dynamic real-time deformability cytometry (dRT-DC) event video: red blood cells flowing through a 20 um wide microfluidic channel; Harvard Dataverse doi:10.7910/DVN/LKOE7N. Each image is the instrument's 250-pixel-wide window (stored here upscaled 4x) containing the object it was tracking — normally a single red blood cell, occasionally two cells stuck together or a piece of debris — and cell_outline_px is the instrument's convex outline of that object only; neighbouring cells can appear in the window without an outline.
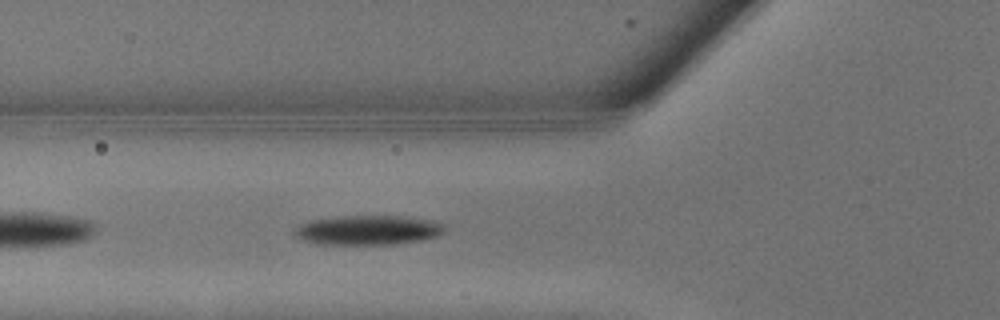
{"species": "common noctule bat (a hibernating species)", "species_latin": "Nyctalus noctula", "temperature_condition": "warm", "stored_images_in_passage": 2, "camera_frame_rate_fps": 3000, "um_per_image_px": 0.085, "animal": {"sex": "male", "body_mass_g": 13.3}, "frame": {"image": 1, "passage_image": 2, "time_ms": 0.333, "image_size_px": [1000, 320], "cell_outline_px": [[448, 232], [440, 236], [420, 240], [392, 244], [320, 244], [300, 240], [292, 232], [292, 228], [300, 224], [312, 220], [344, 216], [400, 216], [432, 220], [448, 224]], "centroid_in_image_um": [31.34, 19.56], "position_along_channel_um": 94.5, "area_um2": 26.24}}